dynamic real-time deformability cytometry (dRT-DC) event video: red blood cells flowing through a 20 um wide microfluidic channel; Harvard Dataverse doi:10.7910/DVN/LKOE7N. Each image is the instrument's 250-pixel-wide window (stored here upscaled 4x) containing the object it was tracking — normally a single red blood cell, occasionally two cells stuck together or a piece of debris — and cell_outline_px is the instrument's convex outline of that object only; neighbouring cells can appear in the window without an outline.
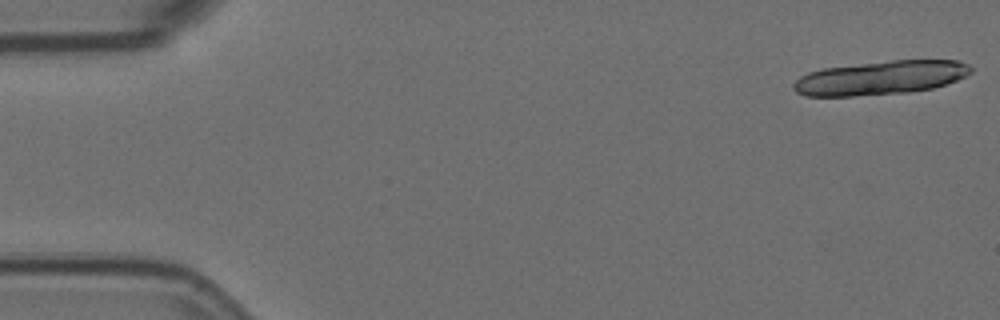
{"species": "Egyptian fruit bat (a non-hibernating species)", "species_latin": "Rousettus aegyptiacus", "temperature_condition": "room temperature", "stored_images_in_passage": 8, "camera_frame_rate_fps": 3000, "um_per_image_px": 0.085, "animal": {"sex": "female"}, "frame": {"image": 1, "passage_image": 1, "time_ms": 0.0, "image_size_px": [1000, 320], "cell_outline_px": [[972, 72], [956, 80], [932, 88], [908, 92], [852, 96], [804, 96], [796, 92], [792, 88], [792, 84], [800, 76], [808, 72], [824, 68], [892, 60], [956, 60], [968, 64], [972, 68]], "centroid_in_image_um": [74.81, 6.61], "position_along_channel_um": 10.2, "area_um2": 34.85}}
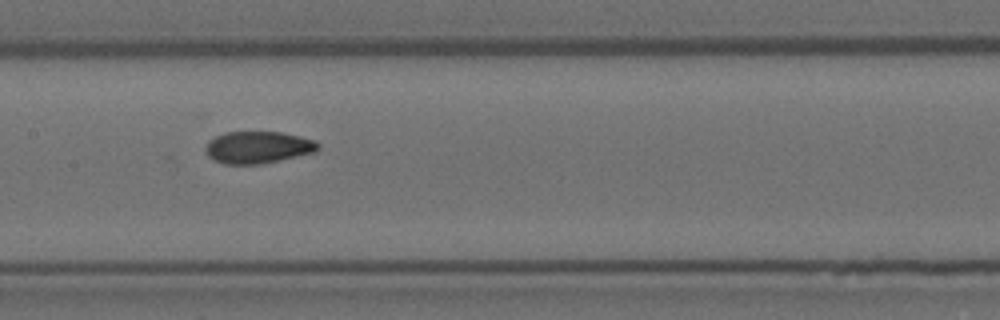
{"frame": {"image": 2, "passage_image": 8, "time_ms": 2.333, "image_size_px": [1000, 320], "cell_outline_px": [[320, 148], [316, 152], [280, 160], [260, 164], [224, 164], [212, 160], [208, 156], [204, 148], [208, 140], [224, 132], [280, 132], [300, 136], [316, 140], [320, 144]], "centroid_in_image_um": [21.92, 12.52], "position_along_channel_um": 185.5, "area_um2": 21.27}}